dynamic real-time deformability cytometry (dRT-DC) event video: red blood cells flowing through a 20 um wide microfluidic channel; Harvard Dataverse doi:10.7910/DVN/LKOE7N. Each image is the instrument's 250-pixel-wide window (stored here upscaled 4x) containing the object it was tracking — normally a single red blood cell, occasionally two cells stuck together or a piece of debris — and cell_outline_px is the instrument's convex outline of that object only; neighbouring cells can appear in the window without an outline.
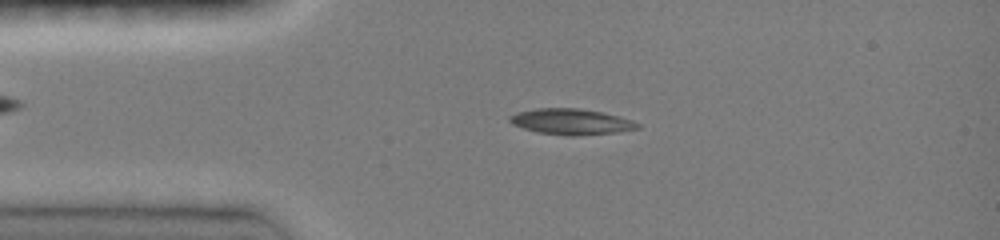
{"species": "common noctule bat (a hibernating species)", "species_latin": "Nyctalus noctula", "temperature_condition": "room temperature", "stored_images_in_passage": 18, "camera_frame_rate_fps": 3000, "um_per_image_px": 0.085, "animal": {"sex": "female", "body_mass_g": 19.0, "forearm_length_mm": 51.5}, "frame": {"image": 1, "passage_image": 3, "time_ms": 0.667, "image_size_px": [1000, 240], "cell_outline_px": [[640, 128], [616, 132], [576, 136], [568, 136], [540, 132], [524, 128], [512, 124], [508, 120], [508, 116], [516, 112], [536, 108], [580, 108], [604, 112], [620, 116], [632, 120], [640, 124]], "centroid_in_image_um": [48.56, 10.33], "position_along_channel_um": 36.4, "area_um2": 19.36}}
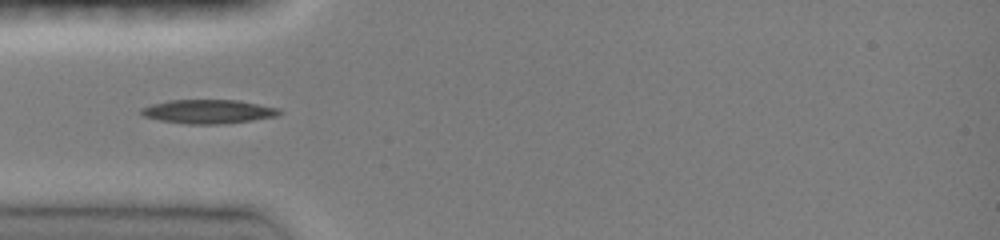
{"frame": {"image": 2, "passage_image": 6, "time_ms": 1.667, "image_size_px": [1000, 240], "cell_outline_px": [[284, 112], [276, 116], [252, 120], [216, 124], [188, 124], [160, 120], [144, 116], [140, 112], [140, 108], [152, 104], [168, 100], [236, 100], [280, 108]], "centroid_in_image_um": [17.71, 9.47], "position_along_channel_um": 67.3, "area_um2": 19.13}}